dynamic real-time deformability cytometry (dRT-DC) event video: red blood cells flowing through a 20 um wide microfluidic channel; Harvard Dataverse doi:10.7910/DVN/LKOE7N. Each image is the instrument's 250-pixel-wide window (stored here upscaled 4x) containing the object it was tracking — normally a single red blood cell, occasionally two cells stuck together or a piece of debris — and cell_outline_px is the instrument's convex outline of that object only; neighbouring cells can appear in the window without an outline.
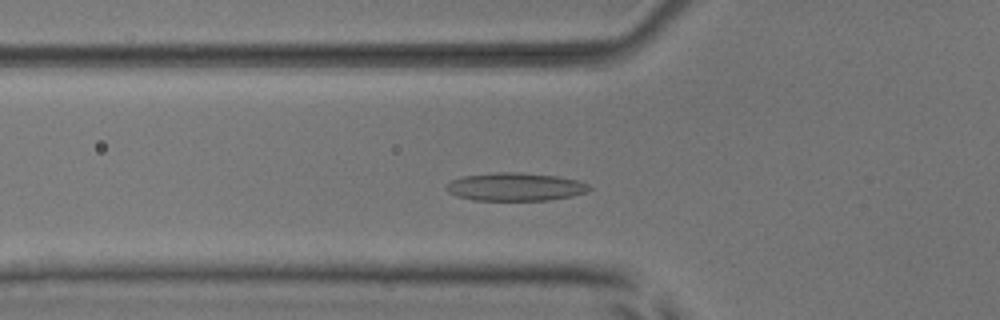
{"species": "common noctule bat (a hibernating species)", "species_latin": "Nyctalus noctula", "temperature_condition": "room temperature", "stored_images_in_passage": 49, "camera_frame_rate_fps": 3000, "um_per_image_px": 0.085, "animal": {"sex": "male", "body_mass_g": 17.9, "forearm_length_mm": 54.2}, "frame": {"image": 1, "passage_image": 15, "time_ms": 4.667, "image_size_px": [1000, 320], "cell_outline_px": [[592, 188], [588, 192], [572, 196], [548, 200], [476, 200], [456, 196], [448, 192], [444, 188], [444, 184], [452, 180], [464, 176], [496, 172], [516, 172], [556, 176], [576, 180], [588, 184]], "centroid_in_image_um": [43.78, 15.88], "position_along_channel_um": 82.0, "area_um2": 23.41}}
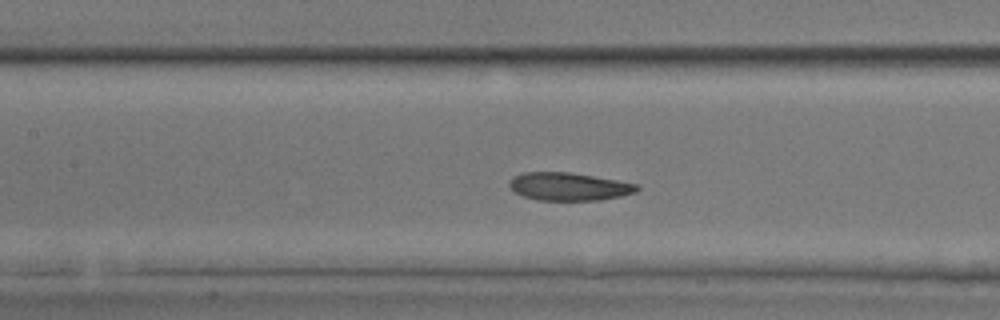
{"frame": {"image": 2, "passage_image": 21, "time_ms": 6.667, "image_size_px": [1000, 320], "cell_outline_px": [[640, 188], [636, 192], [620, 196], [600, 200], [536, 200], [524, 196], [516, 192], [508, 184], [512, 176], [524, 172], [568, 172], [640, 184]], "centroid_in_image_um": [48.36, 15.85], "position_along_channel_um": 159.0, "area_um2": 20.69}}
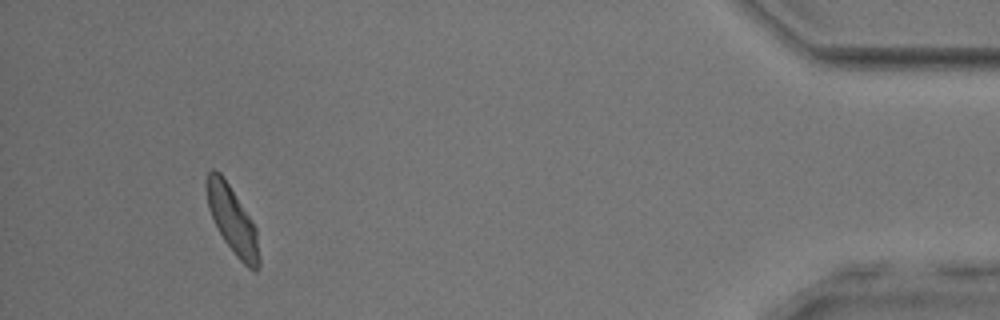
{"frame": {"image": 3, "passage_image": 46, "time_ms": 15.0, "image_size_px": [1000, 320], "cell_outline_px": [[260, 264], [256, 272], [252, 272], [236, 256], [224, 240], [208, 208], [204, 184], [204, 180], [208, 172], [212, 168], [220, 172], [228, 184], [256, 228], [260, 256]], "centroid_in_image_um": [19.74, 18.71], "position_along_channel_um": 415.5, "area_um2": 20.4}, "authors_computed_cell_mechanics": {"area_um2": 21.3282, "velocity_mm_per_s": 3.8473, "shape_relaxation_time_tau1_ms": null, "shape_relaxation_time_tau2_ms": 2.0121, "deformation_change_tau1": null, "deformation_change_tau2": 0.0793}}